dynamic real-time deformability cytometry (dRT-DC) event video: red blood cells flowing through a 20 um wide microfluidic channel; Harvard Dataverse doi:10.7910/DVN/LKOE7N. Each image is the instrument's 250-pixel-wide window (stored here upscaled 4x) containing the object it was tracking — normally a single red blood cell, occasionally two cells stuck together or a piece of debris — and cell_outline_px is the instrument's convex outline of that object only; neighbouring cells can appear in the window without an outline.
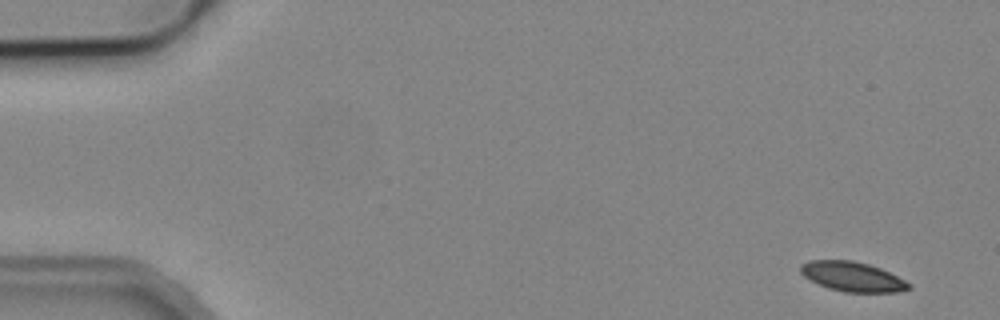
{"species": "common noctule bat (a hibernating species)", "species_latin": "Nyctalus noctula", "temperature_condition": "cold", "stored_images_in_passage": 7, "camera_frame_rate_fps": 3000, "um_per_image_px": 0.085, "animal": {"sex": "male", "body_mass_g": 19.2, "forearm_length_mm": 51.8}, "frame": {"image": 1, "passage_image": 1, "time_ms": 0.0, "image_size_px": [1000, 320], "cell_outline_px": [[912, 288], [896, 292], [844, 292], [828, 288], [804, 276], [800, 272], [800, 264], [808, 260], [852, 260], [868, 264], [880, 268], [904, 280]], "centroid_in_image_um": [72.42, 23.5], "position_along_channel_um": 12.6, "area_um2": 18.5}}
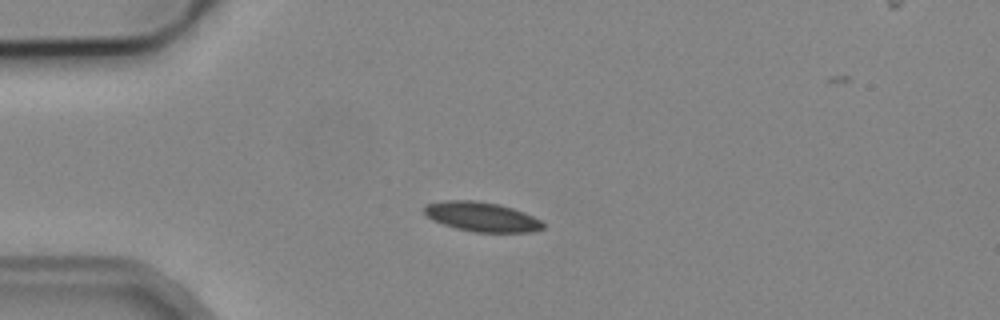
{"frame": {"image": 2, "passage_image": 4, "time_ms": 3.667, "image_size_px": [1000, 320], "cell_outline_px": [[544, 228], [532, 232], [476, 232], [456, 228], [432, 220], [424, 212], [424, 204], [448, 200], [476, 200], [500, 204], [524, 212], [540, 220], [544, 224]], "centroid_in_image_um": [40.95, 18.42], "position_along_channel_um": 44.1, "area_um2": 20.4}}